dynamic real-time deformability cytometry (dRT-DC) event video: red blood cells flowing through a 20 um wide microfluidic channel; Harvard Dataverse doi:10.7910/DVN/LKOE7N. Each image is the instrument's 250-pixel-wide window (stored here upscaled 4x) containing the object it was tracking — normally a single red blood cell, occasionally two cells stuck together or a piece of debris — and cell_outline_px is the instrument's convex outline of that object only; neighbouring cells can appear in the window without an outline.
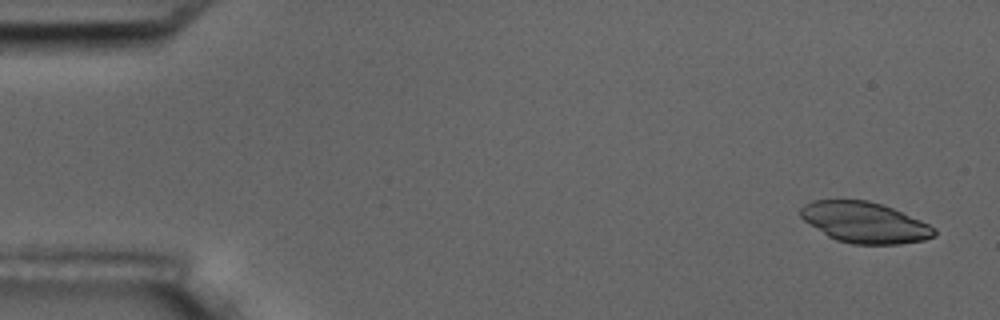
{"species": "common noctule bat (a hibernating species)", "species_latin": "Nyctalus noctula", "temperature_condition": "room temperature", "stored_images_in_passage": 5, "camera_frame_rate_fps": 3000, "um_per_image_px": 0.085, "animal": {"sex": "male", "body_mass_g": 17.5, "forearm_length_mm": 52.3}, "frame": {"image": 1, "passage_image": 1, "time_ms": 0.0, "image_size_px": [1000, 320], "cell_outline_px": [[936, 236], [924, 240], [900, 244], [852, 244], [836, 240], [828, 236], [804, 220], [800, 216], [800, 208], [804, 204], [812, 200], [868, 200], [892, 208], [920, 220], [936, 228]], "centroid_in_image_um": [73.5, 18.91], "position_along_channel_um": 11.5, "area_um2": 31.67}}